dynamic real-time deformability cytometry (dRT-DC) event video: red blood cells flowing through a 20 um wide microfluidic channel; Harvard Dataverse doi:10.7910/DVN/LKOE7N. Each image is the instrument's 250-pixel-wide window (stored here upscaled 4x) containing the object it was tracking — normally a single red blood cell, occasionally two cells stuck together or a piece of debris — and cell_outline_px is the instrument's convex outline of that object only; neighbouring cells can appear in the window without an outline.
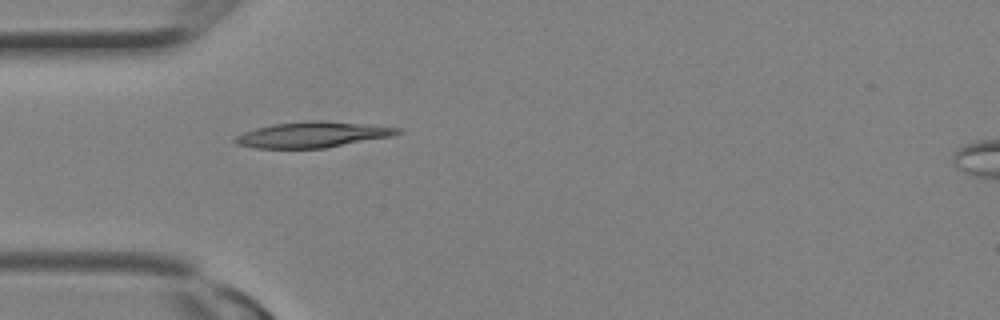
{"species": "Egyptian fruit bat (a non-hibernating species)", "species_latin": "Rousettus aegyptiacus", "temperature_condition": "room temperature", "stored_images_in_passage": 2, "camera_frame_rate_fps": 3000, "um_per_image_px": 0.085, "animal": {"sex": "female"}, "frame": {"image": 1, "passage_image": 1, "time_ms": 0.0, "image_size_px": [1000, 320], "cell_outline_px": [[404, 132], [392, 136], [324, 148], [256, 148], [236, 144], [232, 140], [236, 136], [244, 132], [256, 128], [272, 124], [308, 120], [320, 120], [400, 128]], "centroid_in_image_um": [26.53, 11.44], "position_along_channel_um": 58.5, "area_um2": 24.16}}